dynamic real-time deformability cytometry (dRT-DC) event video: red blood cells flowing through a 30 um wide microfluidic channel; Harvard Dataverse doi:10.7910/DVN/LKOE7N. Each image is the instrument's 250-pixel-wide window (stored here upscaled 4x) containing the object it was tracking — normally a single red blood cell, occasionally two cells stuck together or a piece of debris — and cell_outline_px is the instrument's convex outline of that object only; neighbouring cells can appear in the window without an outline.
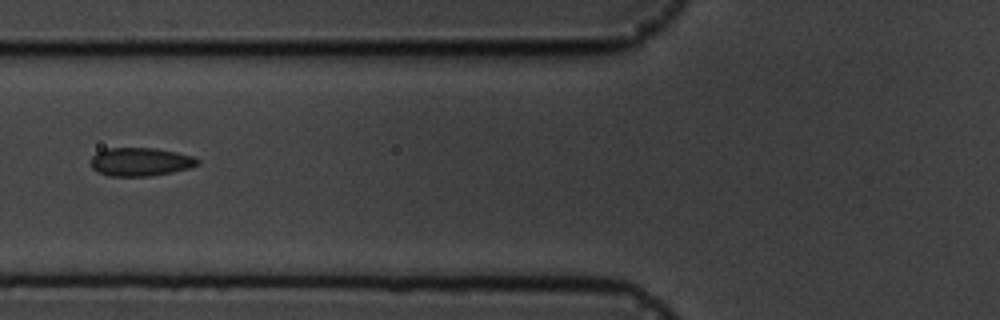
{"species": "common noctule bat (a hibernating species)", "species_latin": "Nyctalus noctula", "temperature_condition": "cold", "stored_images_in_passage": 8, "camera_frame_rate_fps": 3000, "um_per_image_px": 0.085, "animal": {"sex": "male", "body_mass_g": 19.5, "forearm_length_mm": 54.6}, "frame": {"image": 1, "passage_image": 4, "time_ms": 3.667, "image_size_px": [1000, 320], "cell_outline_px": [[200, 164], [192, 168], [152, 176], [108, 176], [96, 172], [92, 168], [88, 160], [96, 152], [104, 148], [156, 148], [196, 156], [200, 160]], "centroid_in_image_um": [11.93, 13.75], "position_along_channel_um": 113.9, "area_um2": 18.21}}
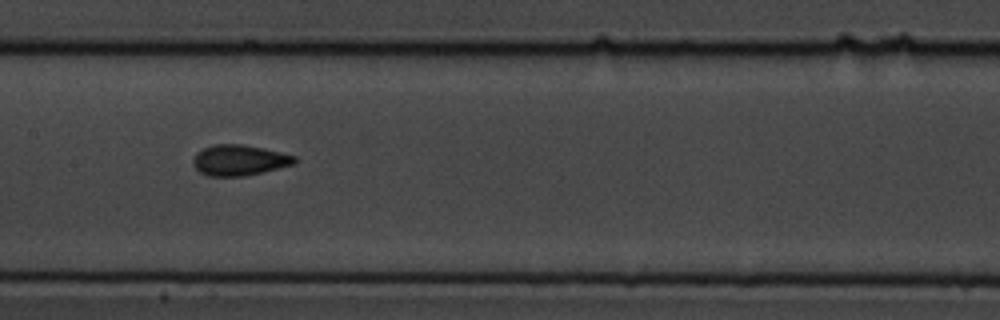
{"frame": {"image": 2, "passage_image": 6, "time_ms": 5.667, "image_size_px": [1000, 320], "cell_outline_px": [[296, 164], [244, 176], [208, 176], [200, 172], [192, 164], [192, 160], [196, 152], [204, 148], [216, 144], [240, 144], [264, 148], [296, 156]], "centroid_in_image_um": [20.33, 13.61], "position_along_channel_um": 187.1, "area_um2": 18.15}}
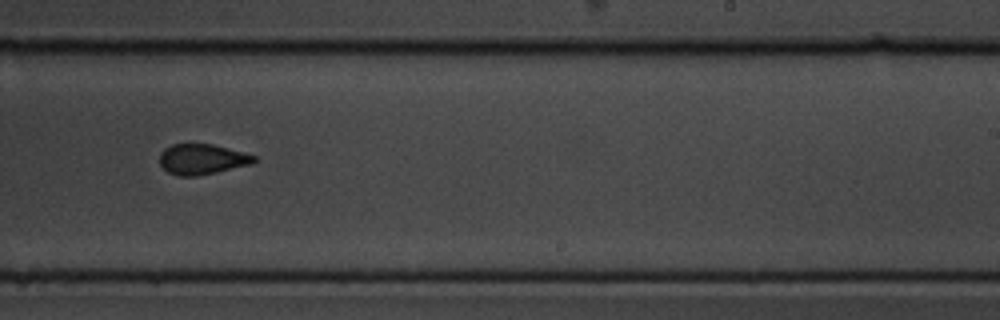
{"frame": {"image": 3, "passage_image": 8, "time_ms": 8.0, "image_size_px": [1000, 320], "cell_outline_px": [[256, 160], [252, 164], [216, 172], [196, 176], [180, 176], [168, 172], [160, 164], [160, 152], [164, 148], [172, 144], [212, 144], [228, 148], [256, 156]], "centroid_in_image_um": [17.16, 13.53], "position_along_channel_um": 271.8, "area_um2": 16.65}}